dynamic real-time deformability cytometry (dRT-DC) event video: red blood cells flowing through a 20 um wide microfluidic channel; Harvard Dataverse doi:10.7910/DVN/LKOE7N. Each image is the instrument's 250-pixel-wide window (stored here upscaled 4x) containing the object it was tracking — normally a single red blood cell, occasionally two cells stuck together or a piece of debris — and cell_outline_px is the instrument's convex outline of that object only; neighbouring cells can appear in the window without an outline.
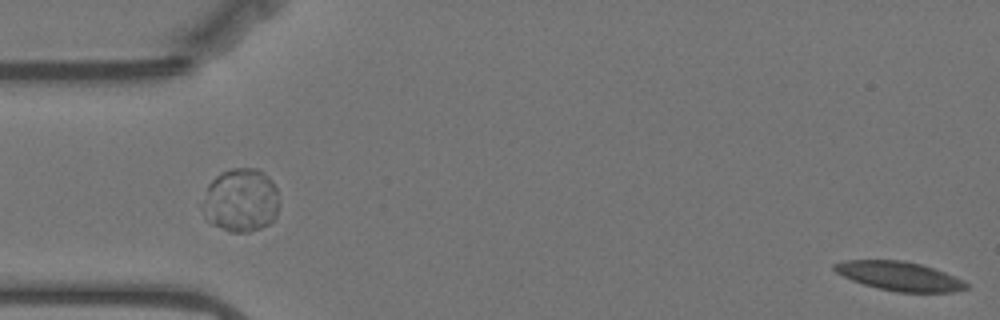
{"species": "Egyptian fruit bat (a non-hibernating species)", "species_latin": "Rousettus aegyptiacus", "temperature_condition": "warm", "stored_images_in_passage": 14, "segment_of_instrument_passage": [2, 2], "camera_frame_rate_fps": 3000, "um_per_image_px": 0.085, "animal": {"sex": "female"}, "frame": {"image": 1, "passage_image": 14, "time_ms": 4.333, "image_size_px": [1000, 320], "cell_outline_px": [[968, 288], [952, 292], [896, 292], [864, 284], [852, 280], [836, 272], [832, 268], [832, 264], [844, 260], [904, 260], [920, 264], [944, 272], [964, 280], [968, 284]], "centroid_in_image_um": [76.44, 23.46], "position_along_channel_um": 8.6, "area_um2": 22.2}}